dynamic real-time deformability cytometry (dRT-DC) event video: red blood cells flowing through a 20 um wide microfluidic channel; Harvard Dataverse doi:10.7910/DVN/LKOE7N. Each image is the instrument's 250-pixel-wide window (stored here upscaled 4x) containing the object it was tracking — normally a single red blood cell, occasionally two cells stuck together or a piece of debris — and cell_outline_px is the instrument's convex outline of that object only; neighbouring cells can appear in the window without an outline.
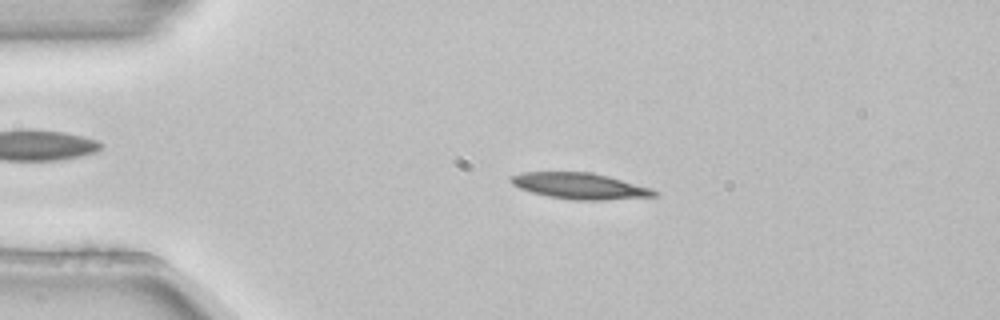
{"species": "common noctule bat (a hibernating species)", "species_latin": "Nyctalus noctula", "temperature_condition": "room temperature", "stored_images_in_passage": 2, "camera_frame_rate_fps": 3000, "um_per_image_px": 0.085, "animal": {"sex": "female", "body_mass_g": 22.7, "forearm_length_mm": 54.2}, "frame": {"image": 1, "passage_image": 1, "time_ms": 0.0, "image_size_px": [1000, 320], "cell_outline_px": [[660, 192], [656, 196], [604, 200], [572, 200], [548, 196], [532, 192], [520, 188], [512, 184], [512, 176], [524, 172], [592, 172], [608, 176], [652, 188]], "centroid_in_image_um": [49.35, 15.81], "position_along_channel_um": 35.7, "area_um2": 21.68}}